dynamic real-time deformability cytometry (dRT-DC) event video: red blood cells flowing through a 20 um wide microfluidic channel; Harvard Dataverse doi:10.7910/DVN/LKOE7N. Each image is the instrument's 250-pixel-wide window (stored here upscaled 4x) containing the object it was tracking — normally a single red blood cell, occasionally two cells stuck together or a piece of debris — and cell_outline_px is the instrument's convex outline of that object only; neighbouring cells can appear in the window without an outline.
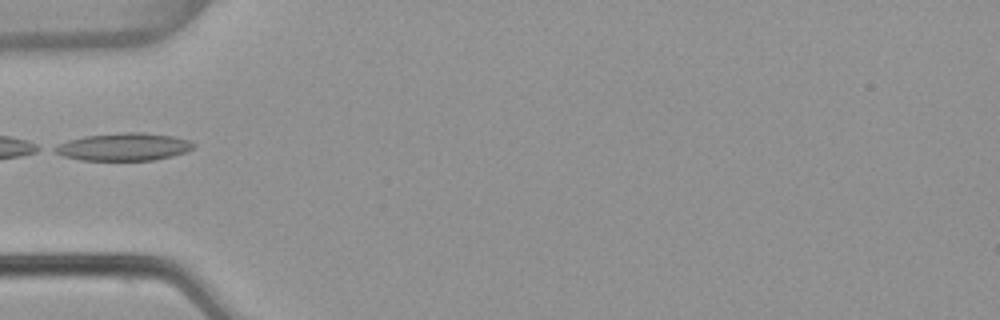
{"species": "common noctule bat (a hibernating species)", "species_latin": "Nyctalus noctula", "temperature_condition": "warm", "stored_images_in_passage": 5, "camera_frame_rate_fps": 3000, "um_per_image_px": 0.085, "animal": {"sex": "female", "body_mass_g": 22.7, "forearm_length_mm": 54.2}, "frame": {"image": 1, "passage_image": 4, "time_ms": 1.0, "image_size_px": [1000, 320], "cell_outline_px": [[196, 144], [192, 148], [184, 152], [172, 156], [152, 160], [80, 160], [64, 156], [56, 152], [52, 148], [68, 140], [84, 136], [124, 132], [144, 132], [172, 136], [188, 140]], "centroid_in_image_um": [10.52, 12.47], "position_along_channel_um": 74.5, "area_um2": 22.14}}
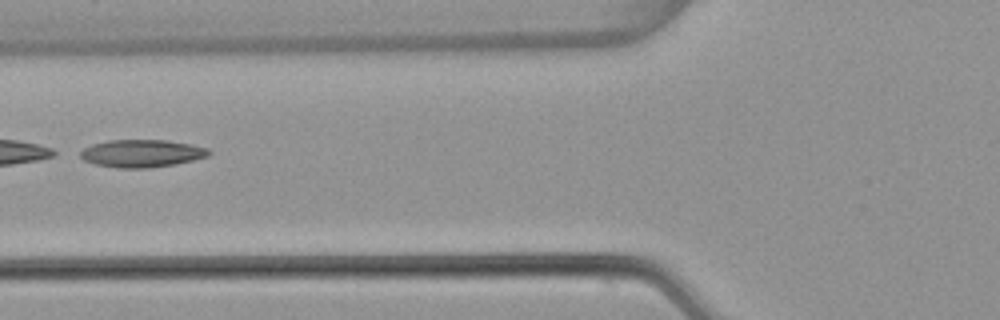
{"frame": {"image": 2, "passage_image": 5, "time_ms": 1.333, "image_size_px": [1000, 320], "cell_outline_px": [[212, 152], [208, 156], [176, 164], [148, 168], [116, 168], [96, 164], [84, 160], [80, 156], [80, 152], [84, 148], [92, 144], [108, 140], [164, 140], [192, 144], [208, 148]], "centroid_in_image_um": [12.06, 13.04], "position_along_channel_um": 113.7, "area_um2": 20.69}}